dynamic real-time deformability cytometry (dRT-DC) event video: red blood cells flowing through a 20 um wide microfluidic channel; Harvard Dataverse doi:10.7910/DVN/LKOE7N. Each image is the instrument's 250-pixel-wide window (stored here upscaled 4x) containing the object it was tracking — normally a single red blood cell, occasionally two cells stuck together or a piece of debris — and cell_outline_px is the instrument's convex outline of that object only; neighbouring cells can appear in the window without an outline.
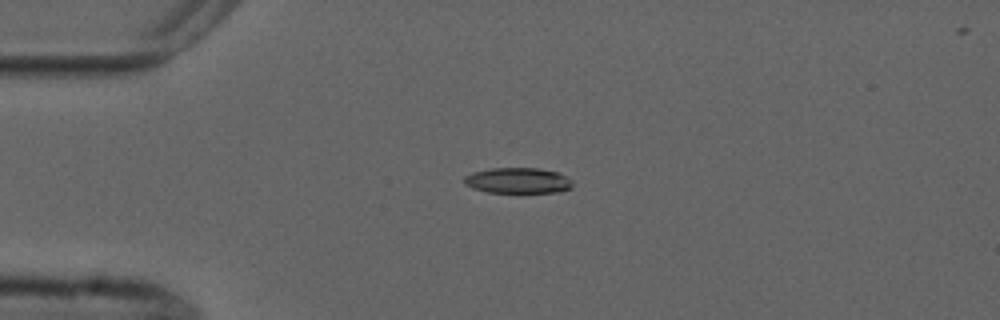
{"species": "common noctule bat (a hibernating species)", "species_latin": "Nyctalus noctula", "temperature_condition": "cold", "stored_images_in_passage": 4, "camera_frame_rate_fps": 3000, "um_per_image_px": 0.085, "animal": {"sex": "male", "forearm_length_mm": 52.5}, "frame": {"image": 1, "passage_image": 4, "time_ms": 4.333, "image_size_px": [1000, 320], "cell_outline_px": [[572, 188], [556, 192], [488, 192], [472, 188], [464, 184], [464, 176], [472, 172], [492, 168], [536, 168], [560, 172], [568, 176], [572, 180]], "centroid_in_image_um": [44.04, 15.34], "position_along_channel_um": 41.0, "area_um2": 16.3}}